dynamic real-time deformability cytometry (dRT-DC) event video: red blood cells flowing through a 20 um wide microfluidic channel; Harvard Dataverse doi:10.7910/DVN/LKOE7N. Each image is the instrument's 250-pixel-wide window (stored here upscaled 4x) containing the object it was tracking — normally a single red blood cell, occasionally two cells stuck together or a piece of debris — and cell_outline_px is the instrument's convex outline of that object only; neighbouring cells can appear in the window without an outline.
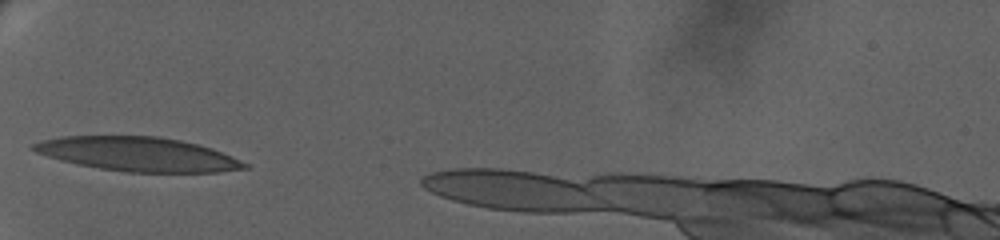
{"species": "human", "species_latin": "Homo sapiens", "temperature_condition": "warm", "stored_images_in_passage": 10, "camera_frame_rate_fps": 3000, "um_per_image_px": 0.085, "donor": {"sex": "female"}, "frame": {"image": 1, "passage_image": 1, "time_ms": 0.0, "image_size_px": [1000, 240], "cell_outline_px": [[248, 168], [220, 172], [124, 172], [76, 164], [60, 160], [36, 152], [28, 148], [32, 144], [40, 140], [60, 136], [160, 136], [180, 140], [212, 148], [248, 164]], "centroid_in_image_um": [11.67, 13.1], "position_along_channel_um": 73.3, "area_um2": 41.96}}
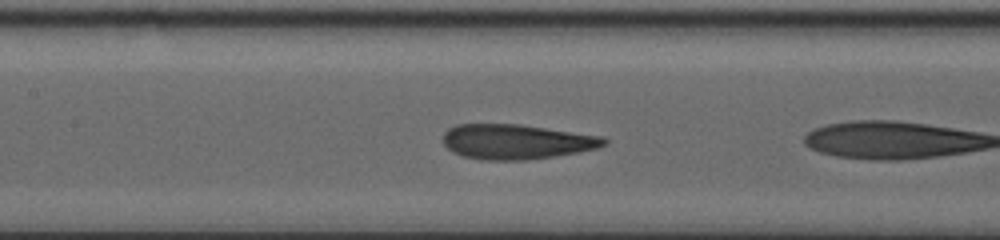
{"frame": {"image": 2, "passage_image": 9, "time_ms": 2.0, "image_size_px": [1000, 240], "cell_outline_px": [[608, 144], [596, 148], [580, 152], [528, 160], [484, 160], [464, 156], [452, 152], [444, 144], [444, 132], [448, 128], [456, 124], [520, 124], [604, 136], [608, 140]], "centroid_in_image_um": [43.92, 12.04], "position_along_channel_um": 163.5, "area_um2": 32.95}}